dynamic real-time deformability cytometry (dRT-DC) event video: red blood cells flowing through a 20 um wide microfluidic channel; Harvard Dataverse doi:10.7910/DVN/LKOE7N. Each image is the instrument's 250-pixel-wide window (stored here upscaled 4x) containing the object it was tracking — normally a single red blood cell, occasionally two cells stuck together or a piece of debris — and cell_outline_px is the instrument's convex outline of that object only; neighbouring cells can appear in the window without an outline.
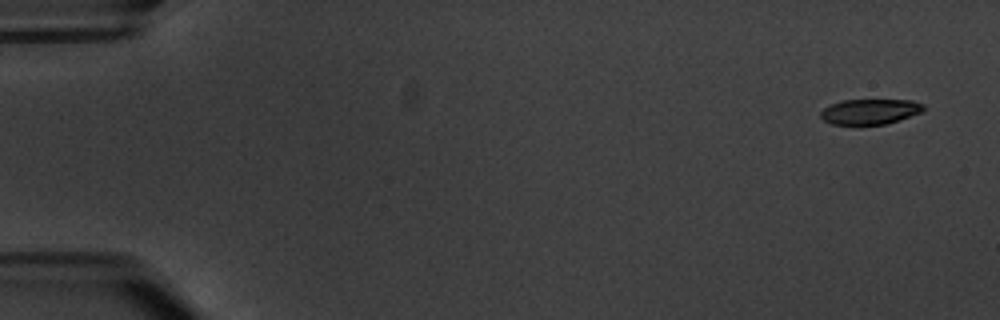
{"species": "common noctule bat (a hibernating species)", "species_latin": "Nyctalus noctula", "temperature_condition": "warm", "stored_images_in_passage": 5, "camera_frame_rate_fps": 3000, "um_per_image_px": 0.085, "animal": {"sex": "male", "body_mass_g": 20.1, "forearm_length_mm": 53.5}, "frame": {"image": 1, "passage_image": 1, "time_ms": 0.0, "image_size_px": [1000, 320], "cell_outline_px": [[924, 112], [900, 120], [884, 124], [832, 124], [824, 120], [820, 116], [820, 112], [824, 108], [840, 100], [912, 100], [924, 104]], "centroid_in_image_um": [73.99, 9.48], "position_along_channel_um": 11.0, "area_um2": 15.2}}
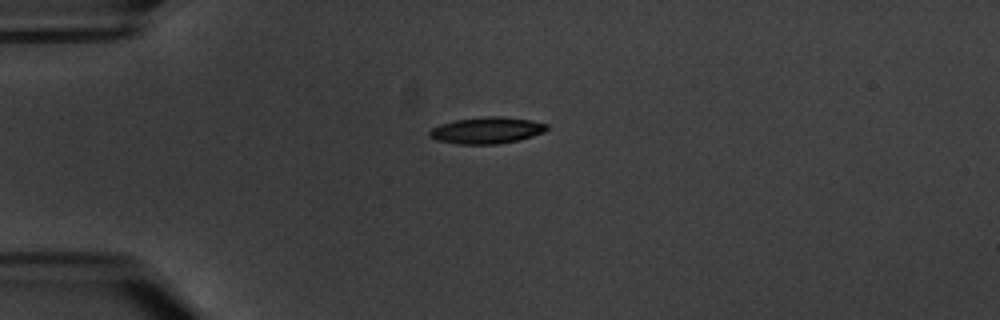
{"frame": {"image": 2, "passage_image": 4, "time_ms": 4.333, "image_size_px": [1000, 320], "cell_outline_px": [[548, 128], [544, 132], [520, 140], [496, 144], [456, 144], [436, 140], [428, 136], [428, 132], [432, 128], [440, 124], [456, 120], [484, 116], [500, 116], [528, 120], [548, 124]], "centroid_in_image_um": [41.35, 11.08], "position_along_channel_um": 43.7, "area_um2": 18.15}}